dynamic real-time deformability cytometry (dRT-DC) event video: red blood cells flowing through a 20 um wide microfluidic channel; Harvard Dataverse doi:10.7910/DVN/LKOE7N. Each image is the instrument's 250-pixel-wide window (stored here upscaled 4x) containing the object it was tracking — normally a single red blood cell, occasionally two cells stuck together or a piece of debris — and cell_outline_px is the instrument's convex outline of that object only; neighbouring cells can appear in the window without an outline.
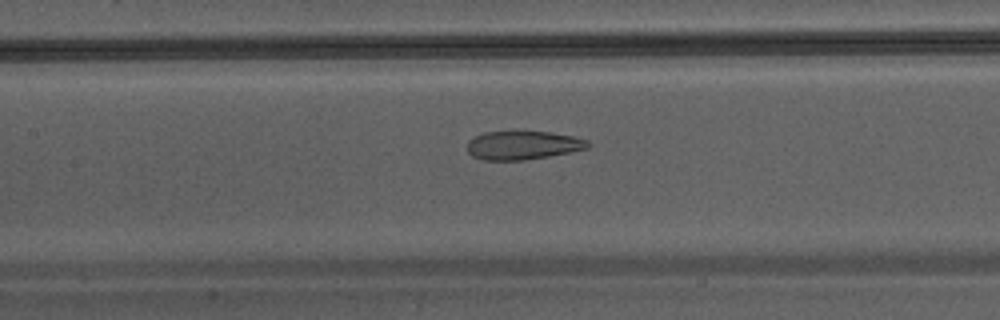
{"species": "Egyptian fruit bat (a non-hibernating species)", "species_latin": "Rousettus aegyptiacus", "temperature_condition": "warm", "stored_images_in_passage": 35, "camera_frame_rate_fps": 3000, "um_per_image_px": 0.085, "animal": {"sex": "male"}, "frame": {"image": 1, "passage_image": 11, "time_ms": 3.333, "image_size_px": [1000, 320], "cell_outline_px": [[592, 144], [588, 148], [548, 156], [524, 160], [484, 160], [472, 156], [468, 152], [468, 140], [484, 132], [552, 132], [572, 136], [588, 140]], "centroid_in_image_um": [44.45, 12.35], "position_along_channel_um": 162.9, "area_um2": 19.94}}
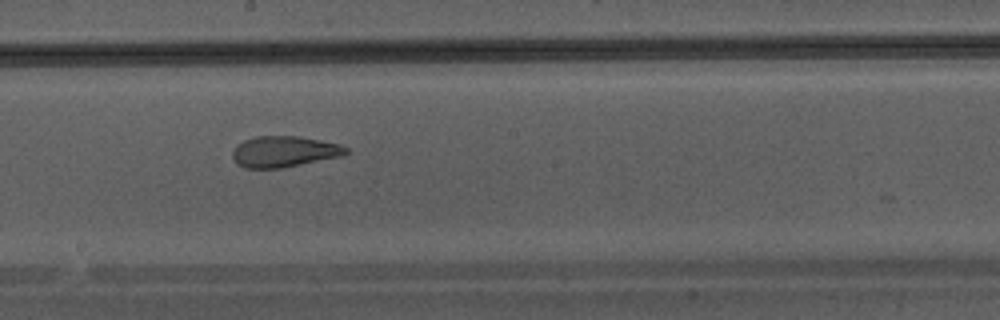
{"frame": {"image": 2, "passage_image": 15, "time_ms": 4.667, "image_size_px": [1000, 320], "cell_outline_px": [[348, 152], [344, 156], [280, 168], [244, 168], [236, 164], [232, 156], [232, 152], [236, 144], [244, 140], [256, 136], [300, 136], [340, 144], [348, 148]], "centroid_in_image_um": [24.14, 12.88], "position_along_channel_um": 224.1, "area_um2": 20.69}}
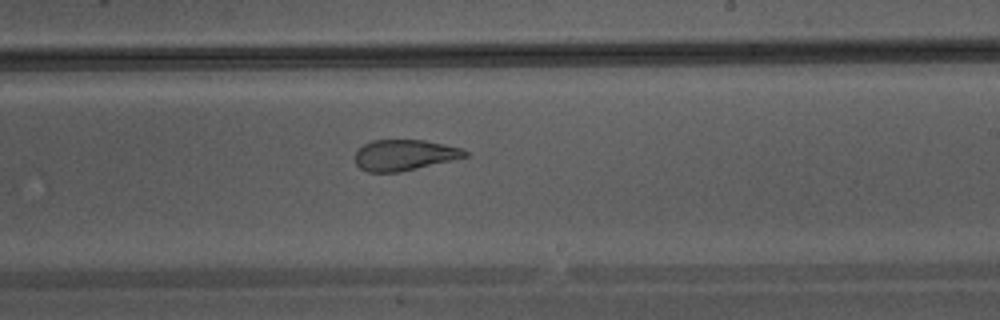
{"frame": {"image": 3, "passage_image": 17, "time_ms": 5.333, "image_size_px": [1000, 320], "cell_outline_px": [[468, 156], [400, 172], [368, 172], [360, 168], [356, 164], [356, 152], [364, 144], [372, 140], [424, 140], [444, 144], [460, 148], [468, 152]], "centroid_in_image_um": [34.36, 13.18], "position_along_channel_um": 254.6, "area_um2": 19.54}}